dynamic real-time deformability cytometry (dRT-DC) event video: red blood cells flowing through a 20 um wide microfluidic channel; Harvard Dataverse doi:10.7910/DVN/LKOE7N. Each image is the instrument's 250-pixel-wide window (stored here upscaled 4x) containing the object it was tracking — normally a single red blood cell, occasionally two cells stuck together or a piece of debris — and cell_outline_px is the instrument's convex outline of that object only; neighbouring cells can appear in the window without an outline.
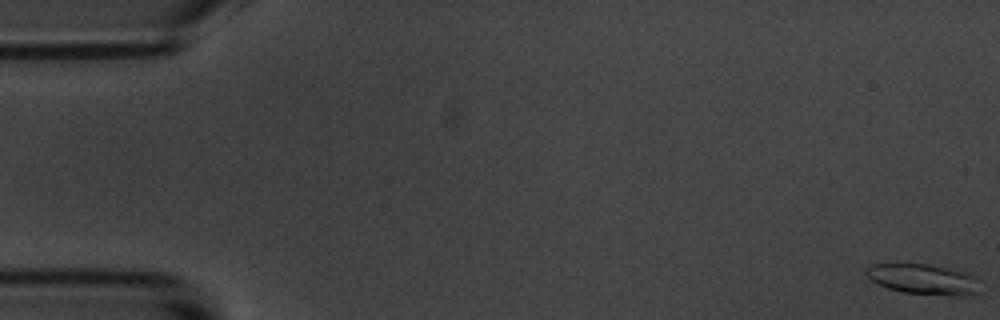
{"species": "common noctule bat (a hibernating species)", "species_latin": "Nyctalus noctula", "temperature_condition": "room temperature", "stored_images_in_passage": 8, "camera_frame_rate_fps": 3000, "um_per_image_px": 0.085, "animal": {"sex": "male", "body_mass_g": 20.1, "forearm_length_mm": 53.5}, "frame": {"image": 1, "passage_image": 1, "time_ms": 0.0, "image_size_px": [1000, 320], "cell_outline_px": [[976, 292], [968, 296], [956, 296], [904, 292], [888, 288], [872, 280], [864, 272], [864, 268], [872, 264], [928, 264], [964, 272], [972, 276]], "centroid_in_image_um": [78.38, 23.73], "position_along_channel_um": 6.6, "area_um2": 19.48}}
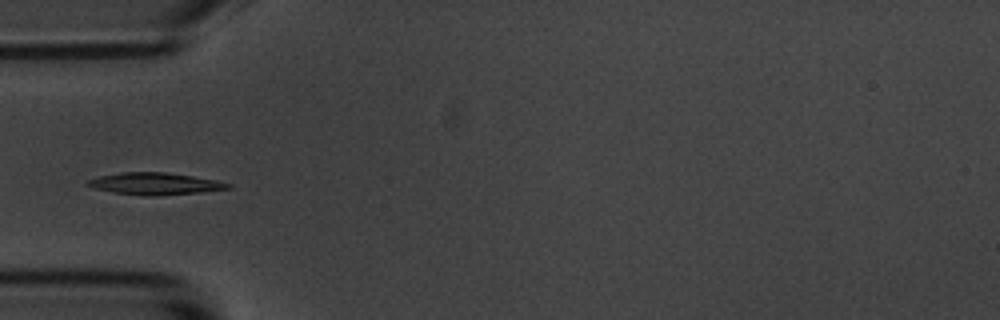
{"frame": {"image": 2, "passage_image": 6, "time_ms": 6.0, "image_size_px": [1000, 320], "cell_outline_px": [[232, 188], [200, 192], [156, 196], [144, 196], [112, 192], [92, 188], [84, 184], [88, 180], [100, 176], [120, 172], [164, 172], [192, 176], [216, 180], [232, 184]], "centroid_in_image_um": [13.14, 15.62], "position_along_channel_um": 71.9, "area_um2": 18.03}}
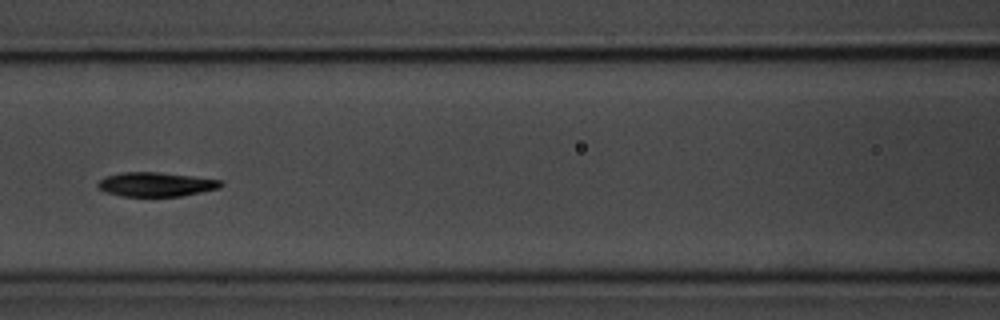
{"frame": {"image": 3, "passage_image": 8, "time_ms": 8.333, "image_size_px": [1000, 320], "cell_outline_px": [[224, 184], [220, 188], [180, 196], [120, 196], [104, 192], [96, 184], [104, 176], [120, 172], [160, 172], [224, 180]], "centroid_in_image_um": [13.25, 15.66], "position_along_channel_um": 153.3, "area_um2": 17.51}}